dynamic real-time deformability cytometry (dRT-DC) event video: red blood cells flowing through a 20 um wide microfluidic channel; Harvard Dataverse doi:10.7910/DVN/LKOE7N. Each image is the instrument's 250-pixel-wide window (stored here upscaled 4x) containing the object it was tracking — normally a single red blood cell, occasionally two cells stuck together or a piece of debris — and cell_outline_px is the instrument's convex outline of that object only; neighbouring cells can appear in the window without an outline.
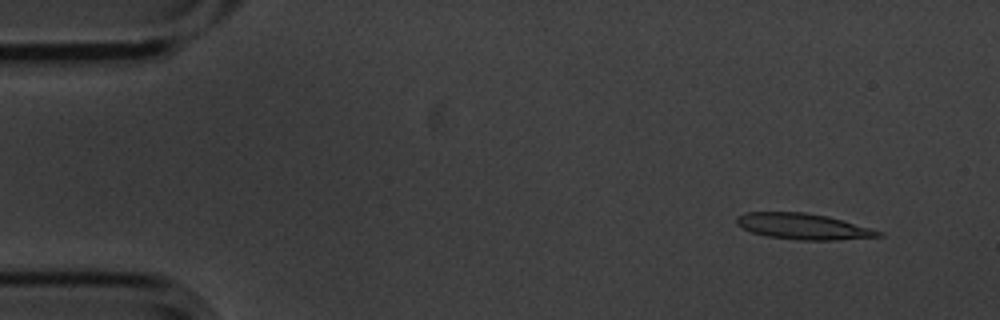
{"species": "common noctule bat (a hibernating species)", "species_latin": "Nyctalus noctula", "temperature_condition": "cold", "stored_images_in_passage": 5, "camera_frame_rate_fps": 3000, "um_per_image_px": 0.085, "animal": {"sex": "male", "body_mass_g": 20.1, "forearm_length_mm": 53.5}, "frame": {"image": 1, "passage_image": 2, "time_ms": 0.333, "image_size_px": [1000, 320], "cell_outline_px": [[884, 236], [836, 240], [796, 240], [768, 236], [752, 232], [736, 224], [736, 216], [744, 212], [804, 212], [828, 216], [884, 232]], "centroid_in_image_um": [68.26, 19.24], "position_along_channel_um": 16.7, "area_um2": 21.44}}
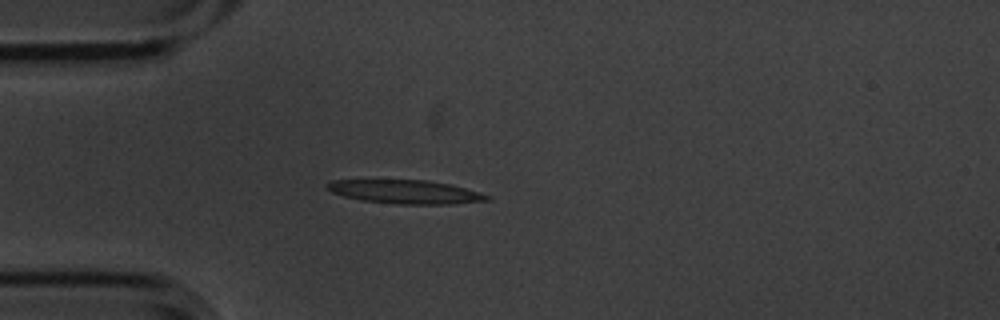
{"frame": {"image": 2, "passage_image": 5, "time_ms": 1.333, "image_size_px": [1000, 320], "cell_outline_px": [[492, 200], [452, 204], [396, 204], [360, 200], [344, 196], [332, 192], [324, 188], [324, 184], [332, 180], [428, 180], [448, 184], [480, 192], [492, 196]], "centroid_in_image_um": [34.45, 16.31], "position_along_channel_um": 50.6, "area_um2": 22.2}}